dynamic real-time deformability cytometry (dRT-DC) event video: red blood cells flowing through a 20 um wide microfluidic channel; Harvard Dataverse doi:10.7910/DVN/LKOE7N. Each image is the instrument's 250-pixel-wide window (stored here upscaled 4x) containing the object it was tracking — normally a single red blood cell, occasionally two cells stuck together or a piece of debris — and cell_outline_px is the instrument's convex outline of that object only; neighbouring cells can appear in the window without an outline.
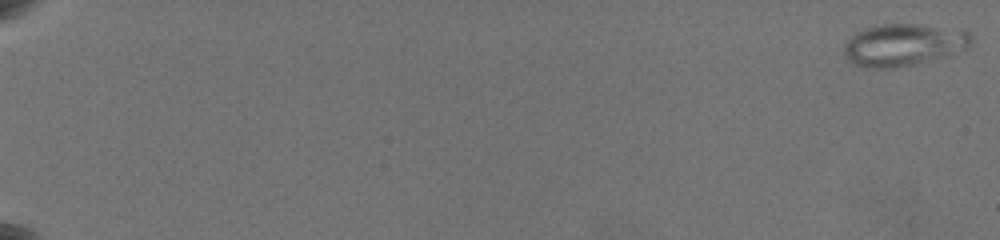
{"species": "common noctule bat (a hibernating species)", "species_latin": "Nyctalus noctula", "temperature_condition": "warm", "stored_images_in_passage": 11, "camera_frame_rate_fps": 3000, "um_per_image_px": 0.085, "animal": {"sex": "female", "body_mass_g": 19.5, "forearm_length_mm": 54.1}, "frame": {"image": 1, "passage_image": 1, "time_ms": 0.0, "image_size_px": [1000, 240], "cell_outline_px": [[972, 40], [964, 48], [948, 56], [916, 64], [896, 68], [860, 68], [848, 60], [844, 56], [844, 44], [856, 32], [864, 28], [880, 24], [920, 24], [964, 28], [972, 36]], "centroid_in_image_um": [76.8, 3.81], "position_along_channel_um": 8.2, "area_um2": 31.79}}